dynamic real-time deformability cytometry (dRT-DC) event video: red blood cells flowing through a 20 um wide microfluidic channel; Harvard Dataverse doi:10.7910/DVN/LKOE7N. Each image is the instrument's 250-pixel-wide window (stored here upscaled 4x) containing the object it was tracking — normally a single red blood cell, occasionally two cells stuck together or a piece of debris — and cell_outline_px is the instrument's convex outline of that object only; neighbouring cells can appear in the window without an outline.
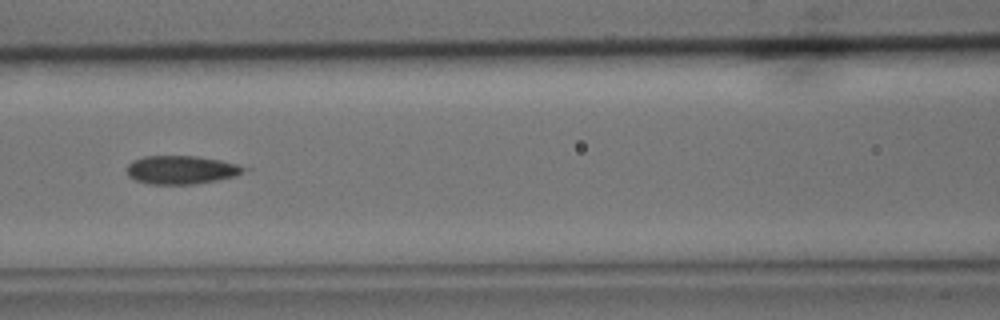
{"species": "common noctule bat (a hibernating species)", "species_latin": "Nyctalus noctula", "temperature_condition": "cold", "stored_images_in_passage": 39, "camera_frame_rate_fps": 3000, "um_per_image_px": 0.085, "animal": {"sex": "male", "body_mass_g": 15.6}, "frame": {"image": 1, "passage_image": 12, "time_ms": 3.667, "image_size_px": [1000, 320], "cell_outline_px": [[252, 168], [236, 176], [216, 180], [192, 184], [148, 184], [136, 180], [128, 176], [124, 168], [132, 160], [144, 156], [196, 156], [220, 160]], "centroid_in_image_um": [15.39, 14.43], "position_along_channel_um": 151.2, "area_um2": 19.59}}
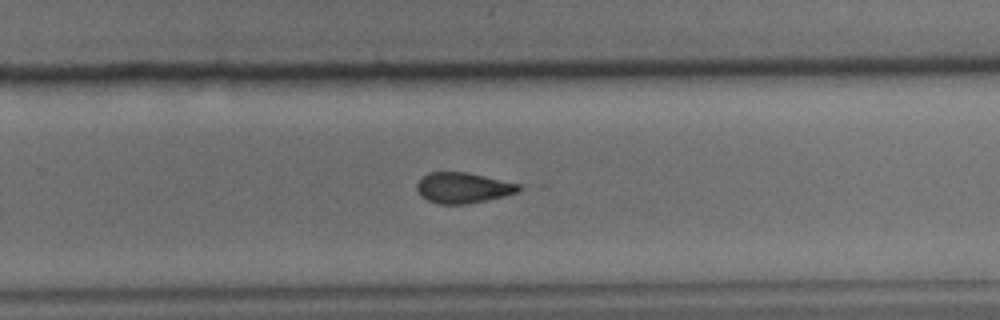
{"frame": {"image": 2, "passage_image": 24, "time_ms": 7.667, "image_size_px": [1000, 320], "cell_outline_px": [[524, 188], [516, 192], [504, 196], [468, 204], [440, 204], [428, 200], [420, 196], [416, 188], [416, 184], [428, 172], [464, 172], [484, 176], [520, 184]], "centroid_in_image_um": [39.35, 15.97], "position_along_channel_um": 290.5, "area_um2": 18.09}}
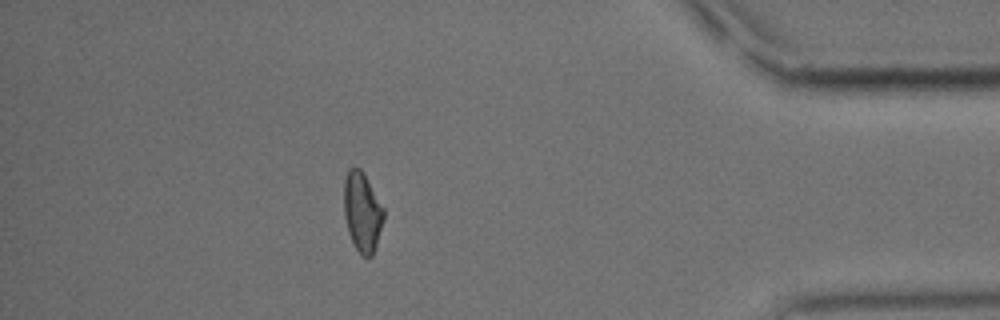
{"frame": {"image": 3, "passage_image": 37, "time_ms": 12.0, "image_size_px": [1000, 320], "cell_outline_px": [[384, 220], [372, 256], [364, 256], [352, 244], [348, 232], [344, 216], [344, 180], [348, 168], [360, 168], [364, 172], [384, 208]], "centroid_in_image_um": [30.78, 17.98], "position_along_channel_um": 404.4, "area_um2": 18.5}}